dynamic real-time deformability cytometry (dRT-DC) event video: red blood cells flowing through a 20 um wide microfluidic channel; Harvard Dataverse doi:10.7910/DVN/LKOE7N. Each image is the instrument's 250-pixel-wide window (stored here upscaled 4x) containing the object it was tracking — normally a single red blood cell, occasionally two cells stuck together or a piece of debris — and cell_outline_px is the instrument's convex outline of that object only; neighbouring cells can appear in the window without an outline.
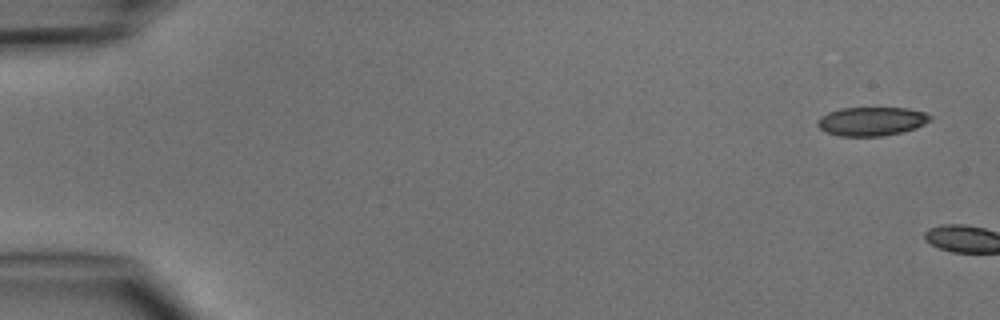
{"species": "common noctule bat (a hibernating species)", "species_latin": "Nyctalus noctula", "temperature_condition": "cold", "stored_images_in_passage": 2, "camera_frame_rate_fps": 3000, "um_per_image_px": 0.085, "animal": {"sex": "male", "body_mass_g": 15.6}, "frame": {"image": 1, "passage_image": 1, "time_ms": 0.0, "image_size_px": [1000, 320], "cell_outline_px": [[932, 120], [916, 128], [884, 136], [840, 136], [824, 132], [816, 124], [820, 116], [828, 112], [840, 108], [908, 108], [924, 112], [932, 116]], "centroid_in_image_um": [74.07, 10.31], "position_along_channel_um": 10.9, "area_um2": 19.02}}